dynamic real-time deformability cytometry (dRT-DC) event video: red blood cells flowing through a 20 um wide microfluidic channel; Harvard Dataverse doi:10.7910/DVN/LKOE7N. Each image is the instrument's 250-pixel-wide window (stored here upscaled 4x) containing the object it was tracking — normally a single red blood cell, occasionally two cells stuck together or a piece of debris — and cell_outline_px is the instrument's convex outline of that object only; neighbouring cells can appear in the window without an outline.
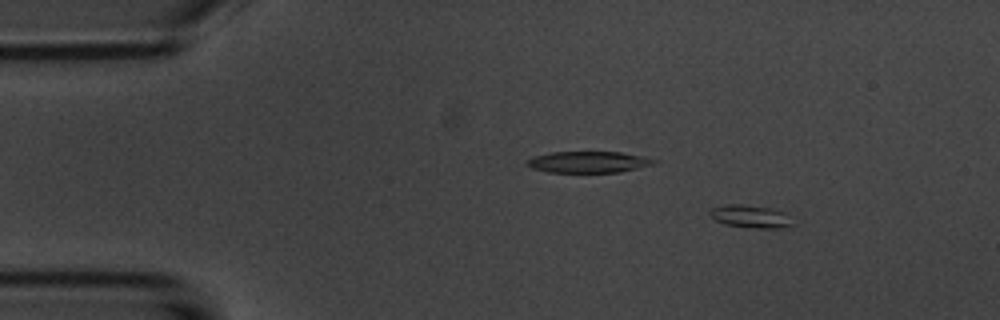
{"species": "common noctule bat (a hibernating species)", "species_latin": "Nyctalus noctula", "temperature_condition": "room temperature", "stored_images_in_passage": 51, "camera_frame_rate_fps": 3000, "um_per_image_px": 0.085, "animal": {"sex": "male", "body_mass_g": 20.1, "forearm_length_mm": 53.5}, "frame": {"image": 1, "passage_image": 7, "time_ms": 2.0, "image_size_px": [1000, 320], "cell_outline_px": [[796, 224], [780, 228], [756, 228], [724, 224], [716, 220], [708, 212], [712, 208], [724, 204], [744, 204], [772, 208], [784, 212]], "centroid_in_image_um": [63.82, 18.39], "position_along_channel_um": 21.2, "area_um2": 11.04}}
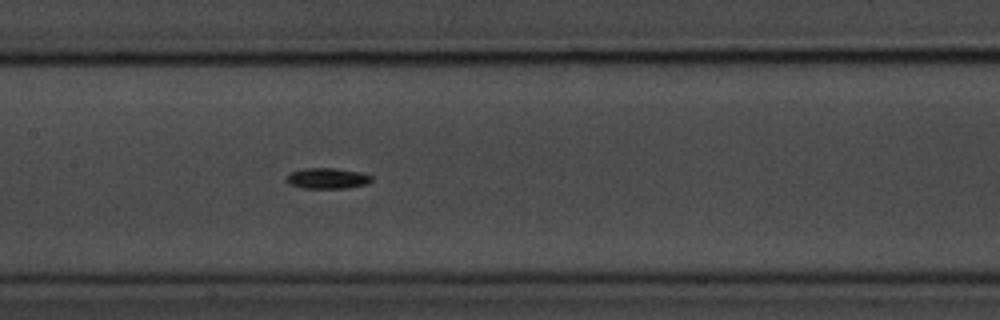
{"frame": {"image": 2, "passage_image": 26, "time_ms": 8.333, "image_size_px": [1000, 320], "cell_outline_px": [[372, 180], [368, 184], [348, 188], [304, 188], [288, 184], [284, 180], [288, 172], [304, 168], [336, 168], [360, 172], [372, 176]], "centroid_in_image_um": [27.78, 15.15], "position_along_channel_um": 179.6, "area_um2": 10.52}}